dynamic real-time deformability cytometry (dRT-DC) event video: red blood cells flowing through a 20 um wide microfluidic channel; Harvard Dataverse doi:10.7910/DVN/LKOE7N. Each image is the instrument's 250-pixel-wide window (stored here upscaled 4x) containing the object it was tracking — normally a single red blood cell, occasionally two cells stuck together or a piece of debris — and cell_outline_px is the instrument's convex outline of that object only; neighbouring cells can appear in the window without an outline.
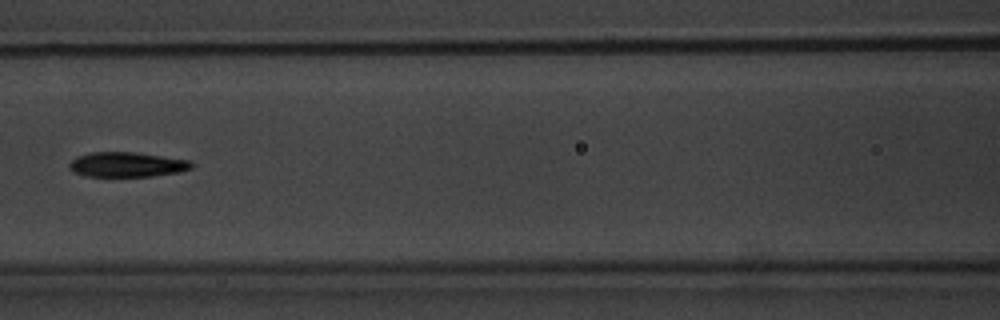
{"species": "common noctule bat (a hibernating species)", "species_latin": "Nyctalus noctula", "temperature_condition": "warm", "stored_images_in_passage": 6, "camera_frame_rate_fps": 3000, "um_per_image_px": 0.085, "animal": {"sex": "male", "body_mass_g": 20.1, "forearm_length_mm": 53.5}, "frame": {"image": 1, "passage_image": 4, "time_ms": 3.667, "image_size_px": [1000, 320], "cell_outline_px": [[196, 164], [192, 168], [180, 172], [152, 176], [84, 176], [76, 172], [68, 164], [76, 156], [92, 152], [136, 152], [188, 160]], "centroid_in_image_um": [10.83, 13.98], "position_along_channel_um": 155.8, "area_um2": 17.63}}
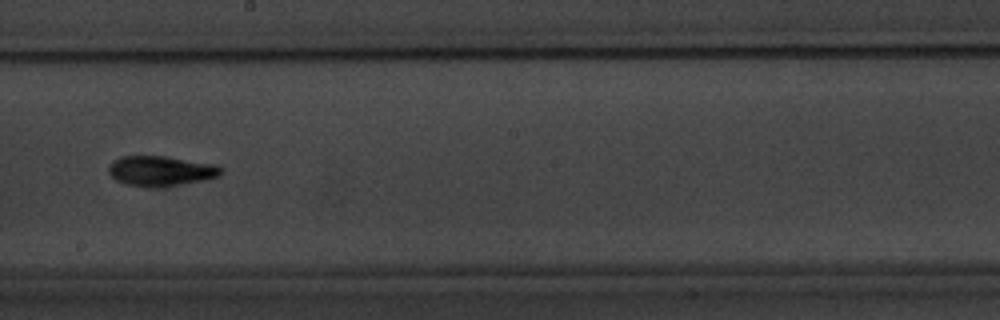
{"frame": {"image": 2, "passage_image": 6, "time_ms": 6.0, "image_size_px": [1000, 320], "cell_outline_px": [[224, 172], [220, 176], [204, 180], [180, 184], [128, 184], [116, 180], [108, 172], [108, 164], [112, 160], [120, 156], [164, 156], [216, 164], [224, 168]], "centroid_in_image_um": [13.71, 14.47], "position_along_channel_um": 234.5, "area_um2": 19.13}}